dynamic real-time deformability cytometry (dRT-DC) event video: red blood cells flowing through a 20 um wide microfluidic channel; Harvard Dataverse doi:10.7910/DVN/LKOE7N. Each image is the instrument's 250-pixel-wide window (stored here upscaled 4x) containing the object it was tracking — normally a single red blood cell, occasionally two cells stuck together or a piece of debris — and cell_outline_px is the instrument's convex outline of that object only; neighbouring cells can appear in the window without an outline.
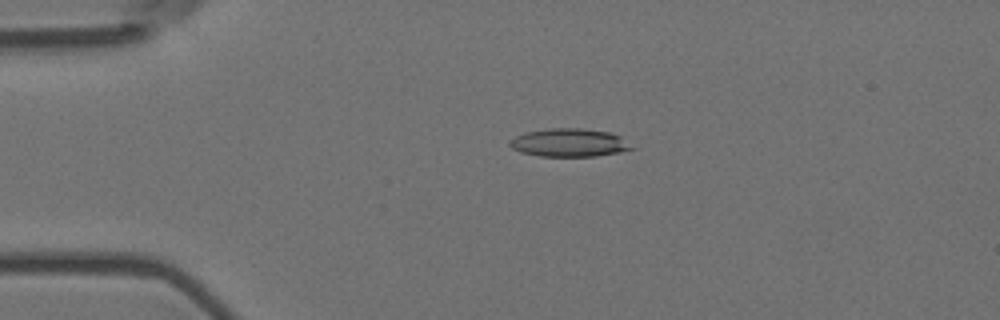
{"species": "Egyptian fruit bat (a non-hibernating species)", "species_latin": "Rousettus aegyptiacus", "temperature_condition": "room temperature", "stored_images_in_passage": 5, "camera_frame_rate_fps": 3000, "um_per_image_px": 0.085, "animal": {"sex": "female"}, "frame": {"image": 1, "passage_image": 4, "time_ms": 1.0, "image_size_px": [1000, 320], "cell_outline_px": [[636, 148], [620, 152], [596, 156], [540, 156], [520, 152], [512, 148], [508, 144], [516, 136], [524, 132], [548, 128], [580, 128], [608, 132], [620, 136]], "centroid_in_image_um": [48.39, 12.13], "position_along_channel_um": 36.6, "area_um2": 20.0}}